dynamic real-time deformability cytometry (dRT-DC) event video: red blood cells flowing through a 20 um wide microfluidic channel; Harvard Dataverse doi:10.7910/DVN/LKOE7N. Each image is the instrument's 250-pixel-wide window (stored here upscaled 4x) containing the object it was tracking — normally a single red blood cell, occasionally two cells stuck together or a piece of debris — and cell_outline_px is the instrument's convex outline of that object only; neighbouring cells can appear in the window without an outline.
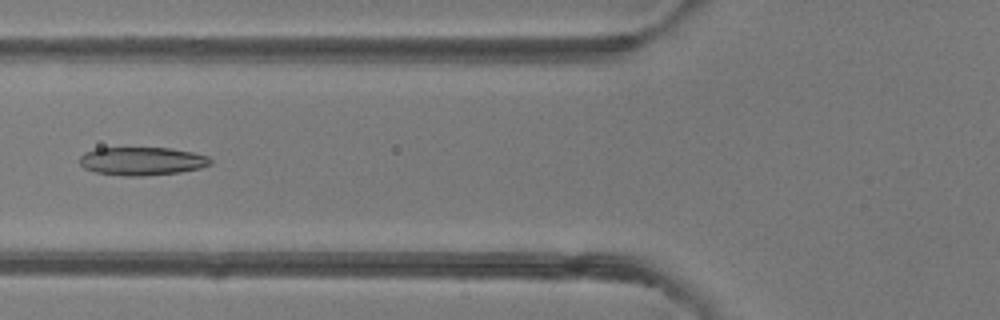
{"species": "common noctule bat (a hibernating species)", "species_latin": "Nyctalus noctula", "temperature_condition": "room temperature", "stored_images_in_passage": 5, "camera_frame_rate_fps": 3000, "um_per_image_px": 0.085, "animal": {"sex": "female"}, "frame": {"image": 1, "passage_image": 5, "time_ms": 5.333, "image_size_px": [1000, 320], "cell_outline_px": [[212, 164], [200, 168], [180, 172], [144, 176], [124, 176], [96, 172], [84, 168], [80, 164], [80, 156], [84, 152], [96, 148], [172, 148], [192, 152], [208, 156], [212, 160]], "centroid_in_image_um": [12.07, 13.69], "position_along_channel_um": 113.7, "area_um2": 21.62}}